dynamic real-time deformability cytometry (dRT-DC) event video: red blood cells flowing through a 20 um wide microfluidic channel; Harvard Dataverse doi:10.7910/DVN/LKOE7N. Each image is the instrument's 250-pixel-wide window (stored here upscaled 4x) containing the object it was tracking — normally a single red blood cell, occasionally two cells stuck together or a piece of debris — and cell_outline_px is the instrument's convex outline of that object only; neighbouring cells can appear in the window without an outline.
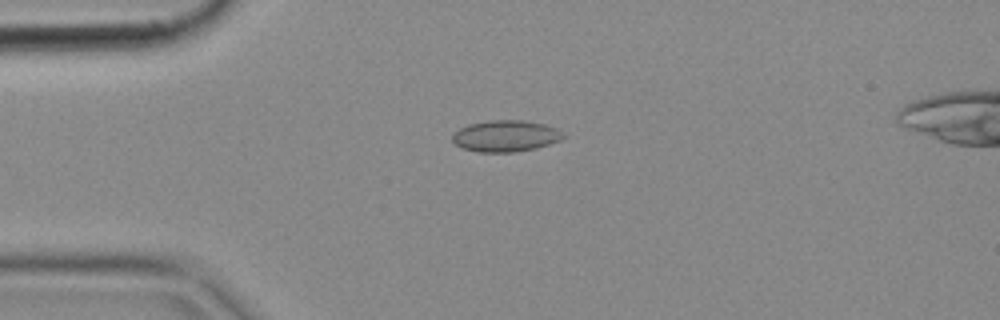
{"species": "common noctule bat (a hibernating species)", "species_latin": "Nyctalus noctula", "temperature_condition": "cold", "stored_images_in_passage": 1, "camera_frame_rate_fps": 3000, "um_per_image_px": 0.085, "animal": {"sex": "female", "body_mass_g": 18.4}, "frame": {"image": 1, "passage_image": 1, "time_ms": 0.0, "image_size_px": [1000, 320], "cell_outline_px": [[564, 136], [560, 140], [536, 148], [516, 152], [476, 152], [460, 148], [452, 140], [452, 132], [468, 124], [488, 120], [520, 120], [544, 124], [556, 128]], "centroid_in_image_um": [42.91, 11.56], "position_along_channel_um": 42.1, "area_um2": 20.35}}